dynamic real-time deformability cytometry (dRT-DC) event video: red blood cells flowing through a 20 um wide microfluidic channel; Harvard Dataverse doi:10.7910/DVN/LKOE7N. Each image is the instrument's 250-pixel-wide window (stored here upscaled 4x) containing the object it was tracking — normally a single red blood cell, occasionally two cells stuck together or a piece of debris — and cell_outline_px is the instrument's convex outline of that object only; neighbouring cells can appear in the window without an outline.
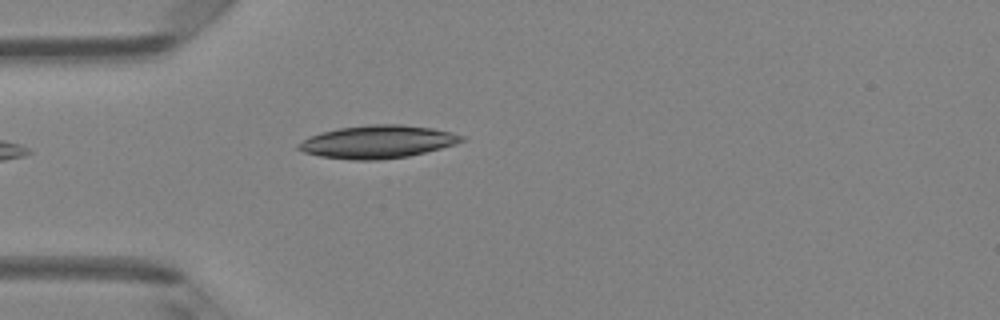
{"species": "Egyptian fruit bat (a non-hibernating species)", "species_latin": "Rousettus aegyptiacus", "temperature_condition": "room temperature", "stored_images_in_passage": 2, "camera_frame_rate_fps": 3000, "um_per_image_px": 0.085, "animal": {"sex": "female"}, "frame": {"image": 1, "passage_image": 2, "time_ms": 0.333, "image_size_px": [1000, 320], "cell_outline_px": [[464, 140], [456, 144], [408, 156], [380, 160], [352, 160], [320, 156], [304, 152], [296, 148], [296, 144], [312, 136], [324, 132], [340, 128], [368, 124], [400, 124], [432, 128], [452, 132], [464, 136]], "centroid_in_image_um": [32.11, 12.05], "position_along_channel_um": 52.9, "area_um2": 31.04}}